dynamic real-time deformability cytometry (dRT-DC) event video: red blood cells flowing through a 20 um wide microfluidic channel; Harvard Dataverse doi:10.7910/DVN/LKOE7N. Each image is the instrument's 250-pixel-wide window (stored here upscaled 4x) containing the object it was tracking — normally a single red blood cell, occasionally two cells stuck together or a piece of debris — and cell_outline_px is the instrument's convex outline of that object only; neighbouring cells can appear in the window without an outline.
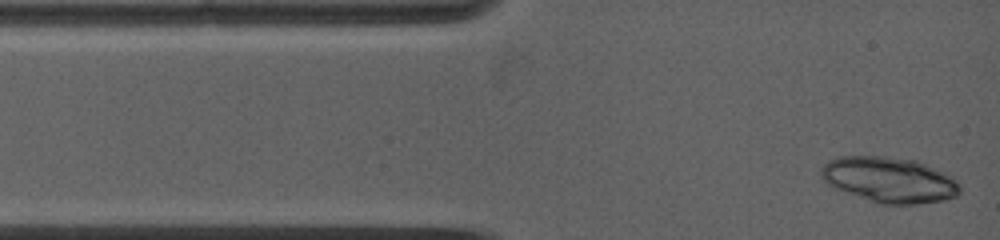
{"species": "common noctule bat (a hibernating species)", "species_latin": "Nyctalus noctula", "temperature_condition": "warm", "stored_images_in_passage": 5, "camera_frame_rate_fps": 5000, "um_per_image_px": 0.085, "animal": {"sex": "female", "body_mass_g": 19.0, "forearm_length_mm": 53.3}, "frame": {"image": 1, "passage_image": 1, "time_ms": 0.0, "image_size_px": [1000, 240], "cell_outline_px": [[960, 192], [956, 196], [944, 200], [916, 204], [876, 204], [836, 188], [820, 180], [820, 168], [828, 160], [836, 156], [888, 156], [916, 160], [948, 172], [960, 184]], "centroid_in_image_um": [75.59, 15.27], "position_along_channel_um": 9.4, "area_um2": 37.51}}